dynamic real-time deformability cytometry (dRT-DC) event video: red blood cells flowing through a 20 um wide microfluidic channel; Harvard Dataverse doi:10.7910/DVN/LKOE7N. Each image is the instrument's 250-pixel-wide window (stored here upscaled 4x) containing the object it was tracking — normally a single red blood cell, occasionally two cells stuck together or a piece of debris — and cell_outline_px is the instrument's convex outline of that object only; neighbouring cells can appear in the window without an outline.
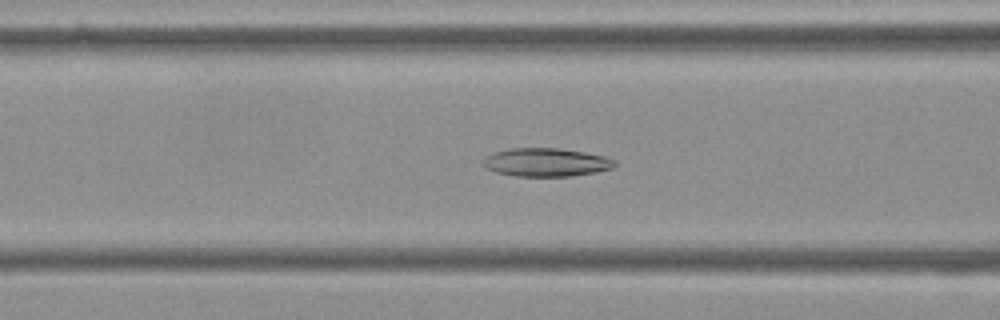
{"species": "Egyptian fruit bat (a non-hibernating species)", "species_latin": "Rousettus aegyptiacus", "temperature_condition": "cold", "stored_images_in_passage": 50, "camera_frame_rate_fps": 3000, "um_per_image_px": 0.085, "frame": {"image": 1, "passage_image": 16, "time_ms": 5.0, "image_size_px": [1000, 320], "cell_outline_px": [[616, 164], [612, 168], [596, 172], [572, 176], [516, 176], [496, 172], [484, 168], [480, 164], [480, 160], [484, 156], [508, 148], [560, 148], [584, 152], [604, 156], [616, 160]], "centroid_in_image_um": [46.36, 13.79], "position_along_channel_um": 120.2, "area_um2": 22.02}}
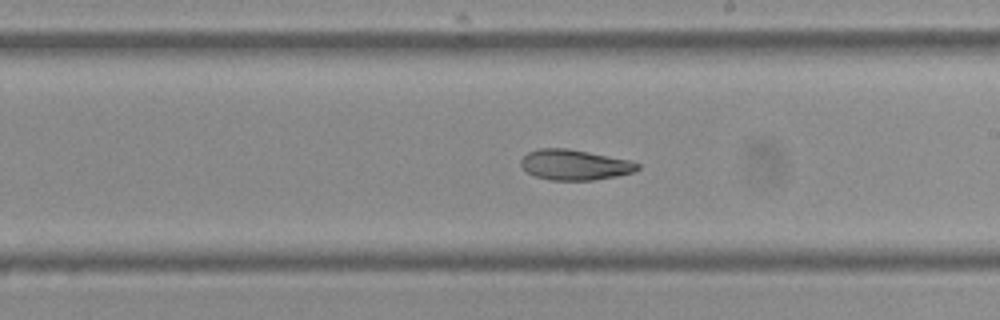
{"frame": {"image": 2, "passage_image": 26, "time_ms": 8.333, "image_size_px": [1000, 320], "cell_outline_px": [[640, 168], [632, 172], [616, 176], [592, 180], [548, 180], [536, 176], [528, 172], [520, 164], [520, 160], [528, 152], [540, 148], [568, 148], [632, 160], [640, 164]], "centroid_in_image_um": [48.86, 14.0], "position_along_channel_um": 240.1, "area_um2": 20.69}}
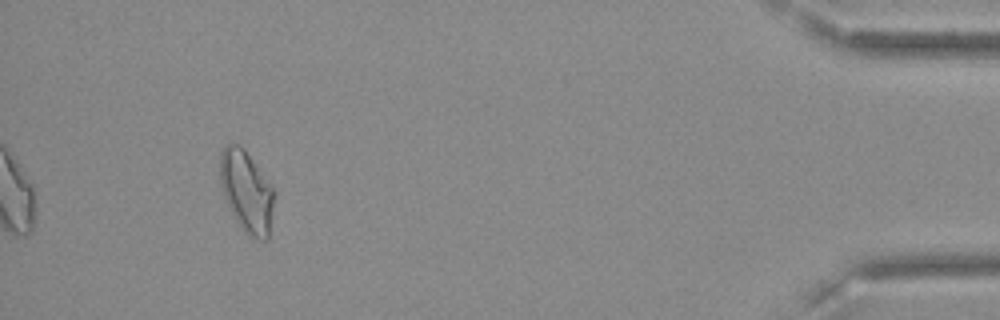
{"frame": {"image": 3, "passage_image": 46, "time_ms": 15.0, "image_size_px": [1000, 320], "cell_outline_px": [[276, 196], [268, 240], [256, 240], [248, 236], [240, 228], [224, 200], [220, 184], [220, 152], [224, 144], [240, 144], [244, 148], [272, 188]], "centroid_in_image_um": [20.94, 16.32], "position_along_channel_um": 414.3, "area_um2": 26.18}, "authors_computed_cell_mechanics": {"area_um2": 22.1952, "velocity_mm_per_s": 3.5957, "shape_relaxation_time_tau1_ms": null, "shape_relaxation_time_tau2_ms": 6.3829, "deformation_change_tau1": null, "deformation_change_tau2": 0.1321}}